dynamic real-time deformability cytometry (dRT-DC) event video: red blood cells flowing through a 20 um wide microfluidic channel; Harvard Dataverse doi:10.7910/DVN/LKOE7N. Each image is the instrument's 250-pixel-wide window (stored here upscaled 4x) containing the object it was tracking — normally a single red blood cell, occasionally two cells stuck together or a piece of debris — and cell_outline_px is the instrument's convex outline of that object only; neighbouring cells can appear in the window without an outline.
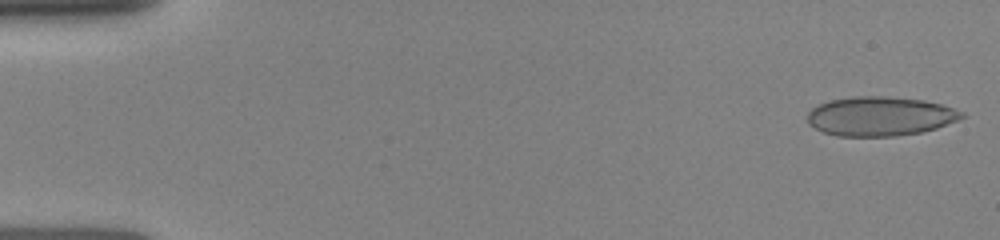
{"species": "human", "species_latin": "Homo sapiens", "temperature_condition": "room temperature", "stored_images_in_passage": 73, "camera_frame_rate_fps": 3000, "um_per_image_px": 0.085, "donor": {"sex": "female"}, "frame": {"image": 1, "passage_image": 1, "time_ms": 0.0, "image_size_px": [1000, 240], "cell_outline_px": [[968, 116], [936, 128], [924, 132], [896, 136], [836, 136], [824, 132], [808, 124], [808, 112], [812, 108], [820, 104], [832, 100], [852, 96], [888, 96], [924, 100], [940, 104], [964, 112]], "centroid_in_image_um": [74.83, 9.88], "position_along_channel_um": 10.2, "area_um2": 35.37}}
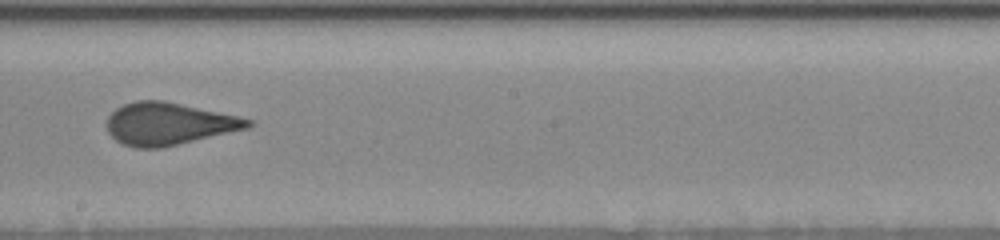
{"frame": {"image": 2, "passage_image": 39, "time_ms": 8.667, "image_size_px": [1000, 240], "cell_outline_px": [[252, 124], [248, 128], [160, 148], [132, 148], [120, 144], [108, 132], [108, 116], [116, 108], [124, 104], [136, 100], [164, 100], [240, 116], [252, 120]], "centroid_in_image_um": [14.32, 10.52], "position_along_channel_um": 233.9, "area_um2": 34.74}}
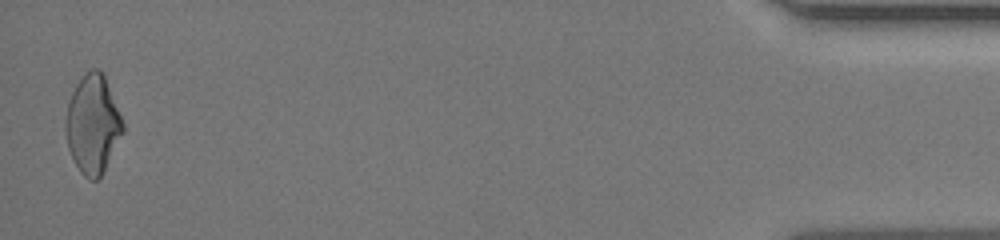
{"frame": {"image": 3, "passage_image": 73, "time_ms": 15.333, "image_size_px": [1000, 240], "cell_outline_px": [[124, 132], [100, 176], [96, 180], [88, 180], [80, 172], [68, 148], [64, 132], [64, 120], [68, 104], [72, 92], [76, 84], [92, 68], [96, 68], [104, 72], [124, 124]], "centroid_in_image_um": [7.87, 10.55], "position_along_channel_um": 427.3, "area_um2": 32.77}}